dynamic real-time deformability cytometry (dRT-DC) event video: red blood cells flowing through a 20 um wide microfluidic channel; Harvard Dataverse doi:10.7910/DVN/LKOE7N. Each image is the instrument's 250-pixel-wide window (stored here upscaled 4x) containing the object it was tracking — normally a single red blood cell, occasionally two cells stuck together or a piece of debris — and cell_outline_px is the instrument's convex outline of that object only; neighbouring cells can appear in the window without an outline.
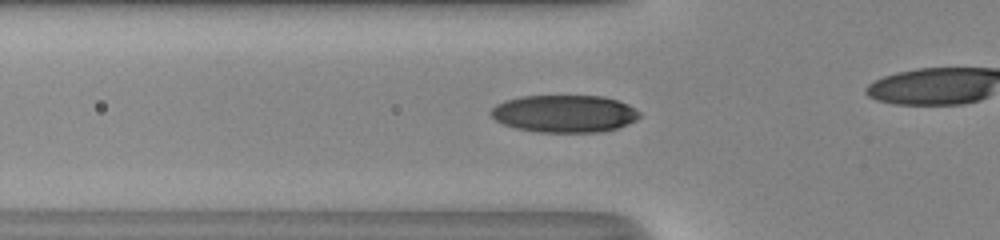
{"species": "human", "species_latin": "Homo sapiens", "temperature_condition": "room temperature", "stored_images_in_passage": 28, "camera_frame_rate_fps": 3000, "um_per_image_px": 0.085, "donor": {"sex": "male"}, "frame": {"image": 1, "passage_image": 5, "time_ms": 1.333, "image_size_px": [1000, 240], "cell_outline_px": [[640, 116], [636, 120], [628, 124], [604, 132], [536, 132], [516, 128], [504, 124], [496, 120], [488, 112], [496, 104], [504, 100], [520, 96], [604, 96], [628, 104], [640, 112]], "centroid_in_image_um": [47.96, 9.66], "position_along_channel_um": 77.8, "area_um2": 32.54}}
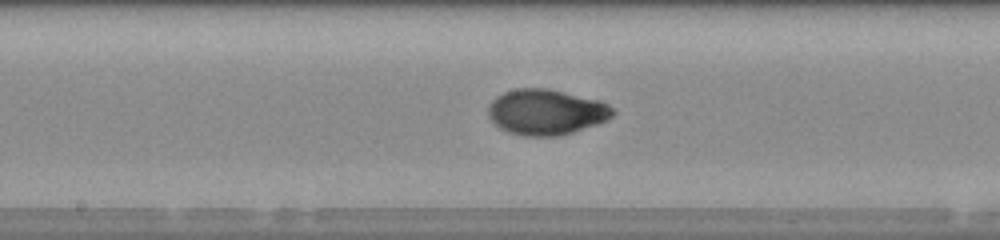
{"frame": {"image": 2, "passage_image": 14, "time_ms": 4.333, "image_size_px": [1000, 240], "cell_outline_px": [[616, 112], [608, 120], [560, 136], [524, 136], [508, 132], [500, 128], [488, 116], [488, 108], [492, 100], [496, 96], [504, 92], [516, 88], [548, 88], [600, 100], [616, 108]], "centroid_in_image_um": [46.45, 9.51], "position_along_channel_um": 201.8, "area_um2": 33.29}}
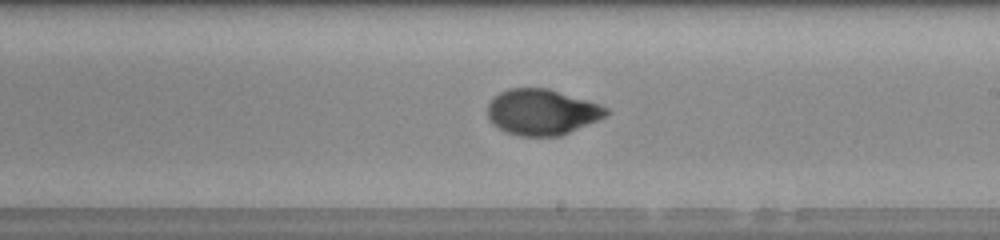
{"frame": {"image": 3, "passage_image": 17, "time_ms": 5.333, "image_size_px": [1000, 240], "cell_outline_px": [[612, 112], [596, 120], [560, 136], [520, 136], [504, 132], [492, 124], [488, 116], [488, 104], [500, 92], [508, 88], [548, 88], [588, 100], [600, 104], [608, 108]], "centroid_in_image_um": [46.05, 9.52], "position_along_channel_um": 242.9, "area_um2": 31.62}}